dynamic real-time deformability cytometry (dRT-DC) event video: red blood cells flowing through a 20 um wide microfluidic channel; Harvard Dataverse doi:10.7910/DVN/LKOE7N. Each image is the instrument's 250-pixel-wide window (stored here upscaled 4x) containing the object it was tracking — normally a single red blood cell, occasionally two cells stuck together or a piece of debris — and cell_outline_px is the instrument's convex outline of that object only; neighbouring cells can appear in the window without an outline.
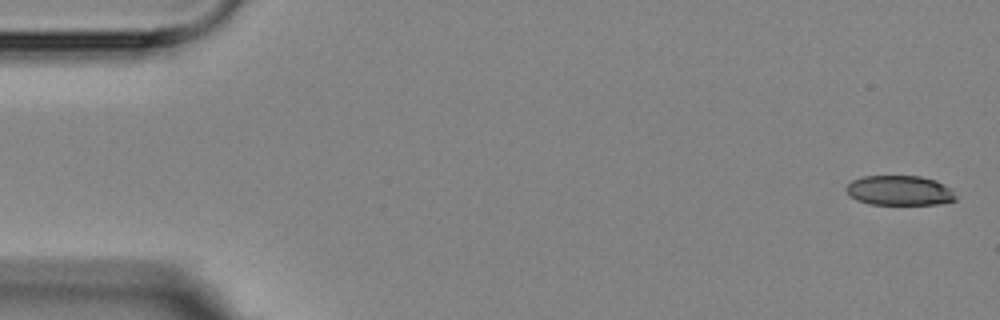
{"species": "Egyptian fruit bat (a non-hibernating species)", "species_latin": "Rousettus aegyptiacus", "temperature_condition": "room temperature", "stored_images_in_passage": 4, "camera_frame_rate_fps": 3000, "um_per_image_px": 0.085, "animal": {"sex": "female"}, "frame": {"image": 1, "passage_image": 1, "time_ms": 0.0, "image_size_px": [1000, 320], "cell_outline_px": [[956, 200], [940, 204], [868, 204], [856, 200], [844, 188], [852, 180], [864, 176], [920, 176], [936, 180], [952, 188], [956, 196]], "centroid_in_image_um": [76.49, 16.19], "position_along_channel_um": 8.5, "area_um2": 19.13}}
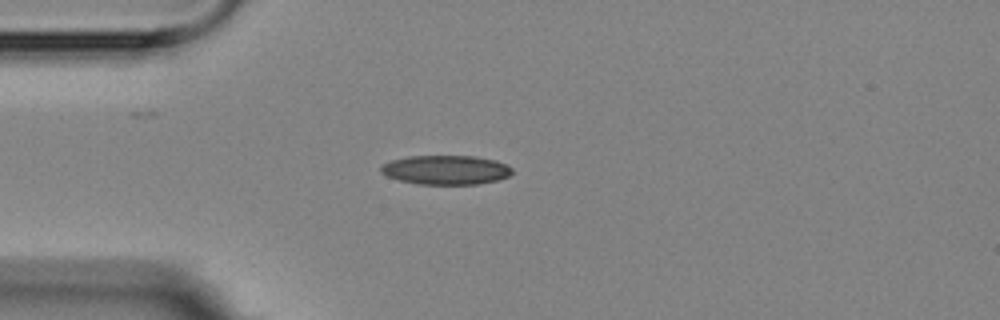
{"frame": {"image": 2, "passage_image": 4, "time_ms": 4.333, "image_size_px": [1000, 320], "cell_outline_px": [[512, 172], [508, 176], [496, 180], [476, 184], [416, 184], [400, 180], [388, 176], [380, 172], [380, 164], [392, 160], [408, 156], [476, 156], [496, 160], [512, 168]], "centroid_in_image_um": [37.86, 14.43], "position_along_channel_um": 47.1, "area_um2": 22.31}}